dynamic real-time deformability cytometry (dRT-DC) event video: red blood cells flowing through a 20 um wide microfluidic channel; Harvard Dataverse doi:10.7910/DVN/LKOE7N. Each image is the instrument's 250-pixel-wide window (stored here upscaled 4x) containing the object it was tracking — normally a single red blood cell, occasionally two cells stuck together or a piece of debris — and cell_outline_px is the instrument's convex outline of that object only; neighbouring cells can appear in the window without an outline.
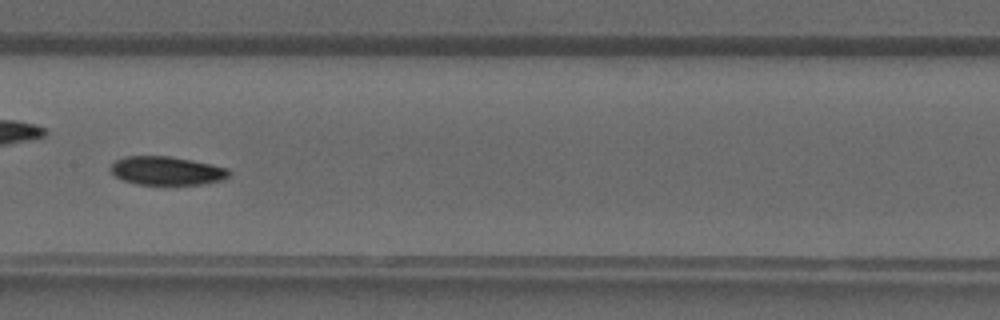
{"species": "common noctule bat (a hibernating species)", "species_latin": "Nyctalus noctula", "temperature_condition": "warm", "stored_images_in_passage": 27, "camera_frame_rate_fps": 3000, "um_per_image_px": 0.085, "animal": {"sex": "male", "forearm_length_mm": 52.5}, "frame": {"image": 1, "passage_image": 8, "time_ms": 2.333, "image_size_px": [1000, 320], "cell_outline_px": [[232, 172], [224, 180], [200, 184], [136, 184], [124, 180], [116, 176], [108, 168], [116, 160], [124, 156], [168, 156], [192, 160], [228, 168]], "centroid_in_image_um": [14.18, 14.51], "position_along_channel_um": 193.2, "area_um2": 19.65}}